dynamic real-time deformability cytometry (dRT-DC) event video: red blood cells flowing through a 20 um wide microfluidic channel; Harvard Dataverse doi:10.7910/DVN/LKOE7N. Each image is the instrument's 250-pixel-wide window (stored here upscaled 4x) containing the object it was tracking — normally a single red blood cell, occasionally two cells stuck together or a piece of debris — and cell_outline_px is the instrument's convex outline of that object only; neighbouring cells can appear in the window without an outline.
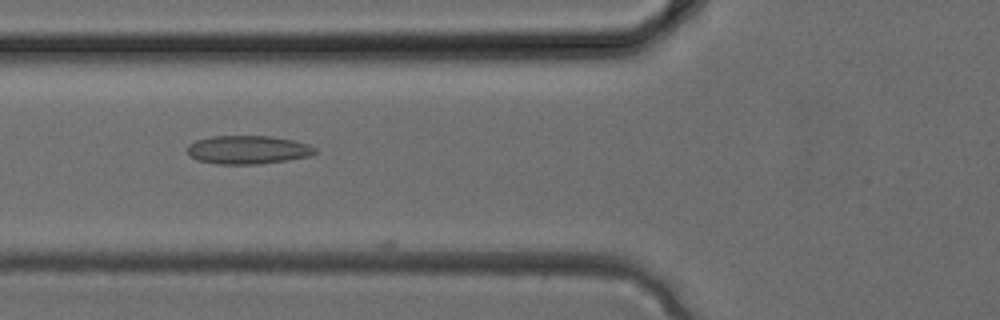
{"species": "common noctule bat (a hibernating species)", "species_latin": "Nyctalus noctula", "temperature_condition": "cold", "stored_images_in_passage": 4, "camera_frame_rate_fps": 3000, "um_per_image_px": 0.085, "animal": {"sex": "female", "body_mass_g": 24.6, "forearm_length_mm": 56.2}, "frame": {"image": 1, "passage_image": 4, "time_ms": 1.0, "image_size_px": [1000, 320], "cell_outline_px": [[316, 152], [312, 156], [288, 160], [260, 164], [216, 164], [196, 160], [188, 156], [188, 144], [196, 140], [212, 136], [272, 136], [292, 140], [308, 144], [316, 148]], "centroid_in_image_um": [21.06, 12.74], "position_along_channel_um": 104.7, "area_um2": 21.39}}